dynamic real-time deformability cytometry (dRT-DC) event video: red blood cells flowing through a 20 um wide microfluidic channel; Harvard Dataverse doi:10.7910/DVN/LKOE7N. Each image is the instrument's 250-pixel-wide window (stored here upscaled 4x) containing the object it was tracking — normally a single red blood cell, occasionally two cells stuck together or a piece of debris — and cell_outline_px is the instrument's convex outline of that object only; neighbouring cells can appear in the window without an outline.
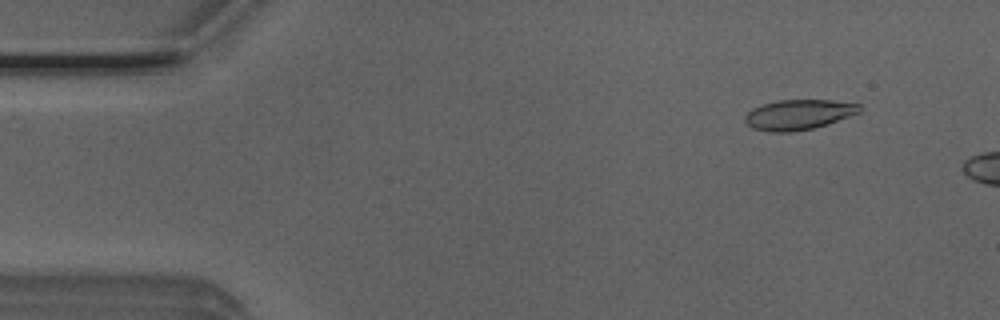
{"species": "Egyptian fruit bat (a non-hibernating species)", "species_latin": "Rousettus aegyptiacus", "temperature_condition": "room temperature", "stored_images_in_passage": 4, "camera_frame_rate_fps": 3000, "um_per_image_px": 0.085, "animal": {"sex": "male"}, "frame": {"image": 1, "passage_image": 2, "time_ms": 0.333, "image_size_px": [1000, 320], "cell_outline_px": [[860, 112], [828, 124], [812, 128], [792, 132], [768, 132], [752, 128], [744, 120], [744, 116], [752, 108], [764, 104], [780, 100], [832, 100], [860, 104]], "centroid_in_image_um": [67.86, 9.75], "position_along_channel_um": 17.1, "area_um2": 20.06}}